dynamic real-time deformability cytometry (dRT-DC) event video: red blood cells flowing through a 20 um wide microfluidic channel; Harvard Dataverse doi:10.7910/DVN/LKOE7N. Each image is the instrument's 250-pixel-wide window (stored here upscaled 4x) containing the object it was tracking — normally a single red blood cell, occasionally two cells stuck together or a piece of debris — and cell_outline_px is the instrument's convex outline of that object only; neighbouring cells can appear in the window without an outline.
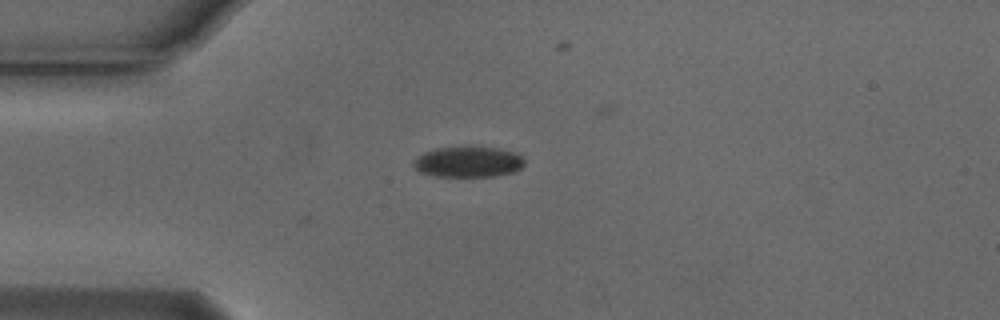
{"species": "Egyptian fruit bat (a non-hibernating species)", "species_latin": "Rousettus aegyptiacus", "temperature_condition": "cold", "stored_images_in_passage": 12, "camera_frame_rate_fps": 3000, "um_per_image_px": 0.085, "animal": {"sex": "male"}, "frame": {"image": 1, "passage_image": 1, "time_ms": 0.0, "image_size_px": [1000, 320], "cell_outline_px": [[524, 164], [520, 168], [512, 172], [492, 176], [436, 176], [420, 172], [412, 164], [412, 160], [424, 152], [436, 148], [468, 144], [496, 148], [512, 152], [520, 156], [524, 160]], "centroid_in_image_um": [39.74, 13.72], "position_along_channel_um": 45.3, "area_um2": 20.17}}
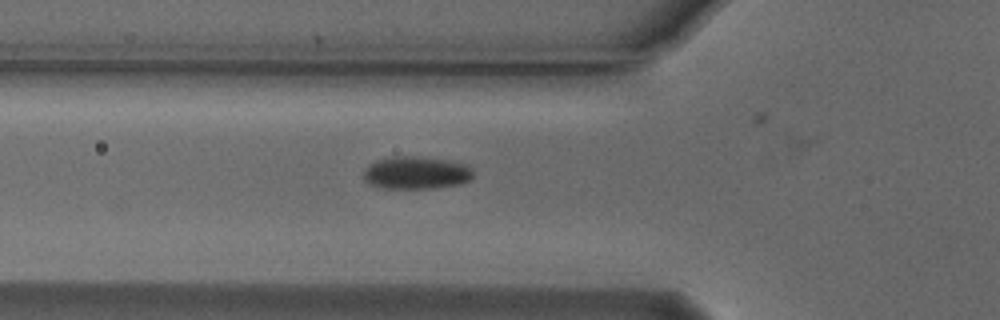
{"frame": {"image": 2, "passage_image": 6, "time_ms": 1.667, "image_size_px": [1000, 320], "cell_outline_px": [[472, 176], [468, 180], [460, 184], [432, 188], [380, 188], [368, 184], [364, 180], [364, 168], [368, 164], [376, 160], [388, 156], [416, 156], [444, 160], [468, 164], [472, 168]], "centroid_in_image_um": [35.32, 14.68], "position_along_channel_um": 90.5, "area_um2": 21.04}}
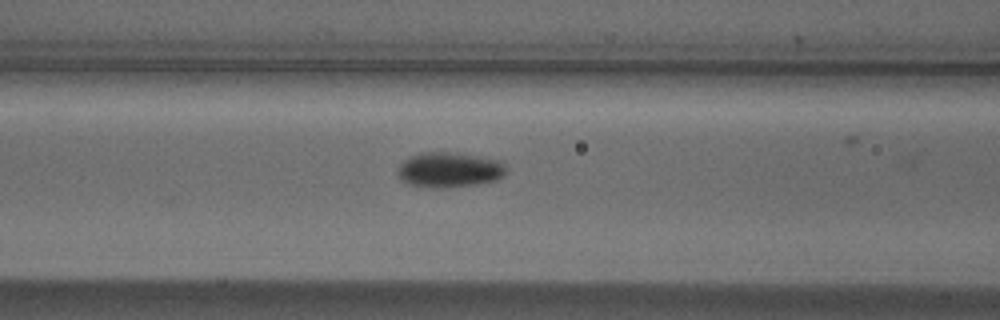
{"frame": {"image": 3, "passage_image": 9, "time_ms": 2.667, "image_size_px": [1000, 320], "cell_outline_px": [[508, 168], [504, 176], [496, 180], [476, 184], [444, 188], [428, 188], [404, 184], [400, 180], [396, 172], [400, 164], [408, 156], [420, 152], [456, 152], [500, 160]], "centroid_in_image_um": [38.15, 14.44], "position_along_channel_um": 128.4, "area_um2": 22.83}}